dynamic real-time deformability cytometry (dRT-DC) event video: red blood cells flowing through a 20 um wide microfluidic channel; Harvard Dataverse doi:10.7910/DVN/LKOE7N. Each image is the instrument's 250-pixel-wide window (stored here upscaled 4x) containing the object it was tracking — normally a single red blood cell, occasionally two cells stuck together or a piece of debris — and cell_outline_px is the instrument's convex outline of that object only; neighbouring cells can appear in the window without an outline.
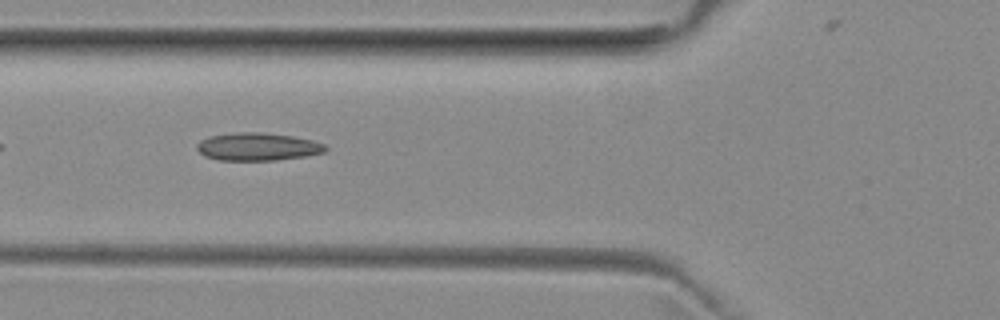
{"species": "common noctule bat (a hibernating species)", "species_latin": "Nyctalus noctula", "temperature_condition": "room temperature", "stored_images_in_passage": 32, "camera_frame_rate_fps": 3000, "um_per_image_px": 0.085, "animal": {"sex": "female", "body_mass_g": 29.2, "forearm_length_mm": 56.3}, "frame": {"image": 1, "passage_image": 6, "time_ms": 1.667, "image_size_px": [1000, 320], "cell_outline_px": [[328, 148], [324, 152], [304, 156], [276, 160], [220, 160], [204, 156], [196, 148], [196, 144], [200, 140], [208, 136], [240, 132], [260, 132], [292, 136], [312, 140], [324, 144]], "centroid_in_image_um": [21.87, 12.47], "position_along_channel_um": 103.9, "area_um2": 20.75}}
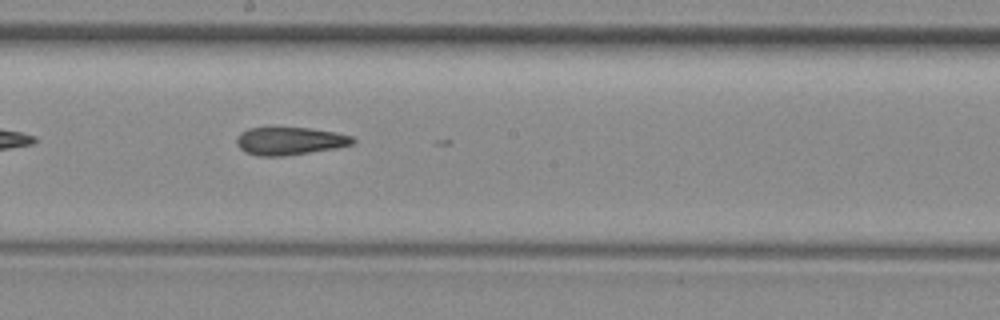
{"frame": {"image": 2, "passage_image": 15, "time_ms": 4.667, "image_size_px": [1000, 320], "cell_outline_px": [[356, 140], [352, 144], [336, 148], [284, 156], [256, 156], [244, 152], [236, 144], [236, 136], [240, 132], [248, 128], [308, 128], [332, 132], [352, 136]], "centroid_in_image_um": [24.57, 11.99], "position_along_channel_um": 223.6, "area_um2": 18.79}}
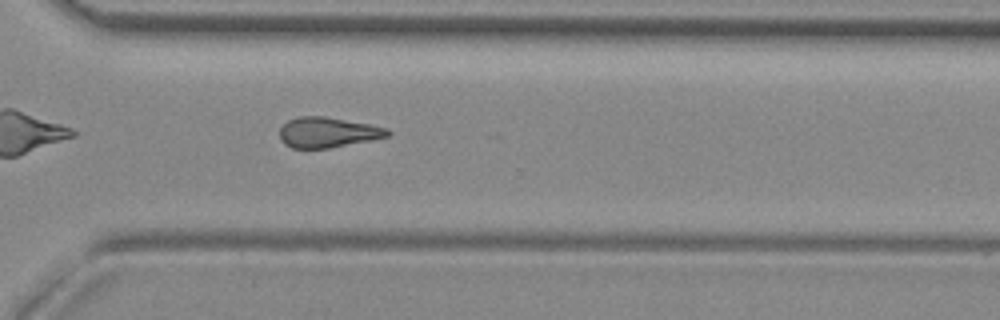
{"frame": {"image": 3, "passage_image": 24, "time_ms": 7.667, "image_size_px": [1000, 320], "cell_outline_px": [[392, 132], [388, 136], [328, 148], [292, 148], [284, 144], [280, 140], [280, 128], [288, 120], [300, 116], [324, 116], [368, 124], [388, 128]], "centroid_in_image_um": [27.82, 11.25], "position_along_channel_um": 342.8, "area_um2": 18.84}, "authors_computed_cell_mechanics": {"area_um2": 19.0451, "velocity_mm_per_s": 3.986, "shape_relaxation_time_tau1_ms": null, "shape_relaxation_time_tau2_ms": 3.4007, "deformation_change_tau1": null, "deformation_change_tau2": 0.1234}}